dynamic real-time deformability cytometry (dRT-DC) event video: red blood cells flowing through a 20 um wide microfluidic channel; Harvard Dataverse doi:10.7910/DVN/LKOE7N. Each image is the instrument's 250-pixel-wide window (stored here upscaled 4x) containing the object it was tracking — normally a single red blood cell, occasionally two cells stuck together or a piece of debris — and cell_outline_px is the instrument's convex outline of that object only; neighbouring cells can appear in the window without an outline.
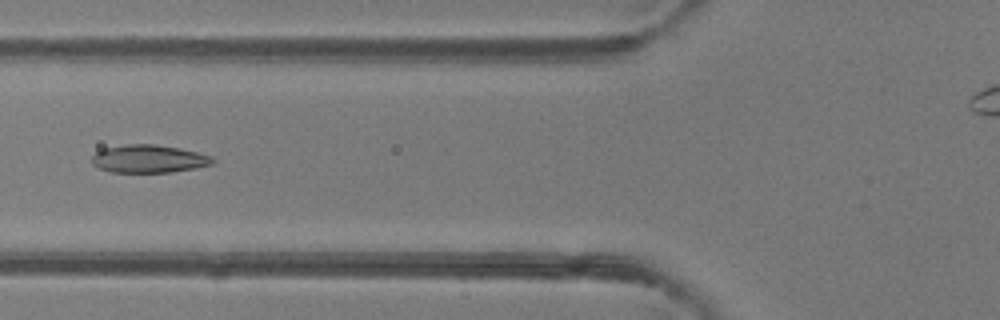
{"species": "common noctule bat (a hibernating species)", "species_latin": "Nyctalus noctula", "temperature_condition": "room temperature", "stored_images_in_passage": 6, "camera_frame_rate_fps": 3000, "um_per_image_px": 0.085, "animal": {"sex": "female"}, "frame": {"image": 1, "passage_image": 6, "time_ms": 5.667, "image_size_px": [1000, 320], "cell_outline_px": [[216, 160], [212, 164], [196, 168], [172, 172], [112, 172], [100, 168], [92, 164], [92, 156], [96, 152], [104, 148], [128, 144], [156, 144], [180, 148], [212, 156]], "centroid_in_image_um": [12.67, 13.5], "position_along_channel_um": 113.1, "area_um2": 19.65}}